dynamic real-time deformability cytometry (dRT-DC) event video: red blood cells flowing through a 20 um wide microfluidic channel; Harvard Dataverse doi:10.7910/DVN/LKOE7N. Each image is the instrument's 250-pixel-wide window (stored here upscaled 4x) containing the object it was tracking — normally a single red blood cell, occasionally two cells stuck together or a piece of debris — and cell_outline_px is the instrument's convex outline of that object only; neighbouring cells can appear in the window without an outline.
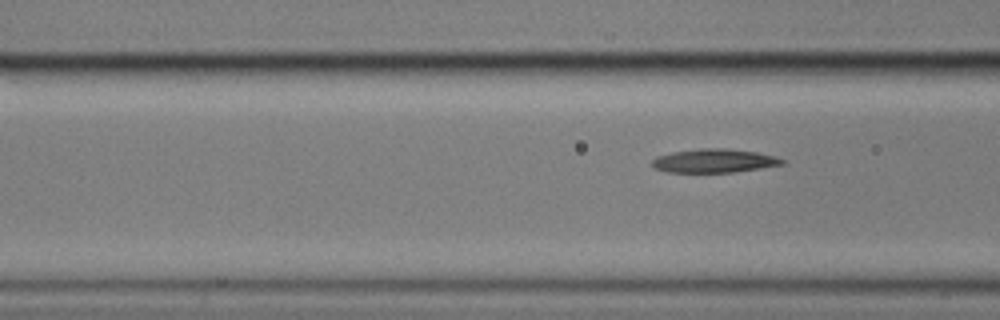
{"species": "common noctule bat (a hibernating species)", "species_latin": "Nyctalus noctula", "temperature_condition": "cold", "stored_images_in_passage": 16, "camera_frame_rate_fps": 3000, "um_per_image_px": 0.085, "animal": {"sex": "male", "body_mass_g": 17.9}, "frame": {"image": 1, "passage_image": 7, "time_ms": 2.0, "image_size_px": [1000, 320], "cell_outline_px": [[784, 164], [760, 168], [732, 172], [668, 172], [652, 168], [652, 160], [656, 156], [672, 152], [700, 148], [728, 148], [756, 152], [776, 156], [784, 160]], "centroid_in_image_um": [60.67, 13.66], "position_along_channel_um": 105.9, "area_um2": 17.98}}
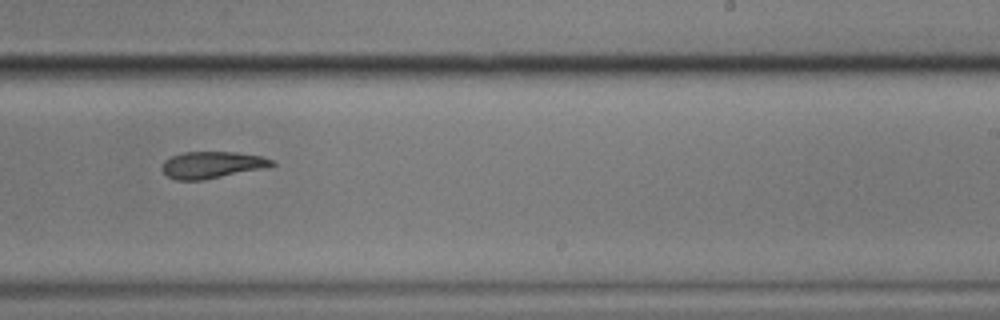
{"frame": {"image": 2, "passage_image": 11, "time_ms": 3.333, "image_size_px": [1000, 320], "cell_outline_px": [[276, 164], [272, 168], [204, 180], [176, 180], [168, 176], [160, 168], [164, 160], [172, 156], [184, 152], [236, 152], [260, 156], [272, 160]], "centroid_in_image_um": [18.08, 14.03], "position_along_channel_um": 270.9, "area_um2": 17.51}}
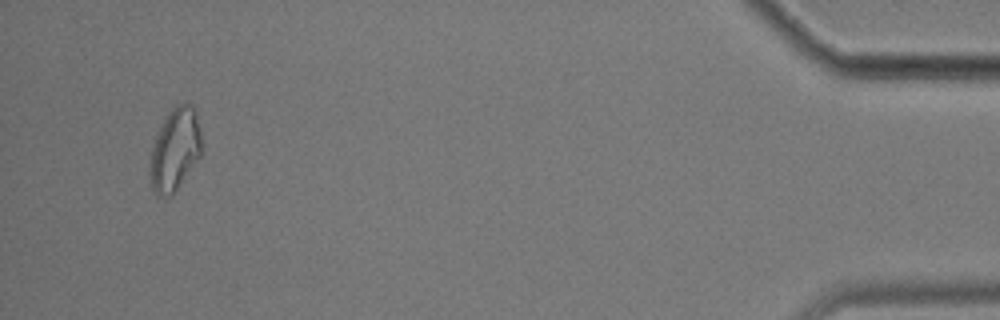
{"frame": {"image": 3, "passage_image": 16, "time_ms": 5.0, "image_size_px": [1000, 320], "cell_outline_px": [[204, 144], [200, 156], [176, 188], [168, 196], [156, 196], [152, 188], [148, 168], [152, 148], [156, 136], [172, 104], [188, 104], [196, 112]], "centroid_in_image_um": [14.87, 12.68], "position_along_channel_um": 420.3, "area_um2": 24.74}}